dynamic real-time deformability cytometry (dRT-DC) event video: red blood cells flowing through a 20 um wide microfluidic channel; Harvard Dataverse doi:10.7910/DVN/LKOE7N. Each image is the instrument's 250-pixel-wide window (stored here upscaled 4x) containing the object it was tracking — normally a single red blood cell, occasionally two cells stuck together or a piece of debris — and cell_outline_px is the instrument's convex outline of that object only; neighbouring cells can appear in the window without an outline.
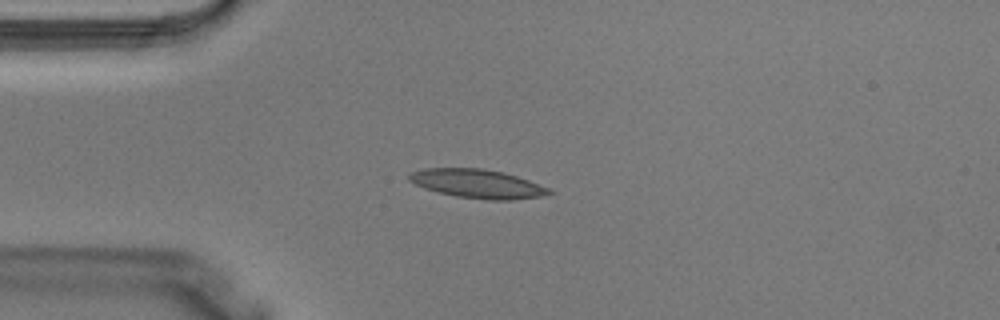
{"species": "Egyptian fruit bat (a non-hibernating species)", "species_latin": "Rousettus aegyptiacus", "temperature_condition": "warm", "stored_images_in_passage": 2, "camera_frame_rate_fps": 3000, "um_per_image_px": 0.085, "animal": {"sex": "male"}, "frame": {"image": 1, "passage_image": 2, "time_ms": 0.333, "image_size_px": [1000, 320], "cell_outline_px": [[556, 192], [540, 196], [508, 200], [488, 200], [456, 196], [424, 188], [408, 180], [408, 172], [424, 168], [480, 168], [504, 172], [528, 180], [548, 188]], "centroid_in_image_um": [40.55, 15.61], "position_along_channel_um": 44.4, "area_um2": 23.35}}